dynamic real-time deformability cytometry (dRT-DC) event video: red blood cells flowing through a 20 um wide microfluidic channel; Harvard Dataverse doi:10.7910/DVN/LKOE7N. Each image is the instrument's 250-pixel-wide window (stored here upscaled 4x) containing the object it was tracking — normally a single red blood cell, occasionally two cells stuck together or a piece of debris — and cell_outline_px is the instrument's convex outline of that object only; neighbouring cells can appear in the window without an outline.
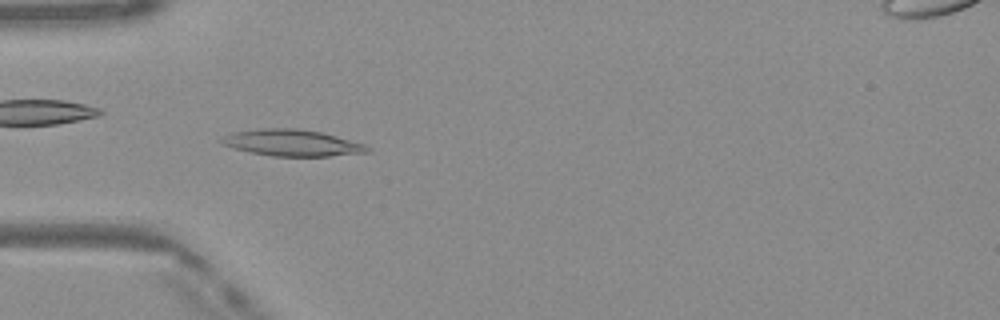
{"species": "Egyptian fruit bat (a non-hibernating species)", "species_latin": "Rousettus aegyptiacus", "temperature_condition": "warm", "stored_images_in_passage": 48, "camera_frame_rate_fps": 3000, "um_per_image_px": 0.085, "frame": {"image": 1, "passage_image": 14, "time_ms": 4.333, "image_size_px": [1000, 320], "cell_outline_px": [[372, 148], [368, 152], [328, 156], [272, 156], [252, 152], [220, 144], [216, 140], [232, 132], [256, 128], [296, 128], [320, 132], [336, 136], [364, 144]], "centroid_in_image_um": [24.77, 12.13], "position_along_channel_um": 60.2, "area_um2": 22.48}}
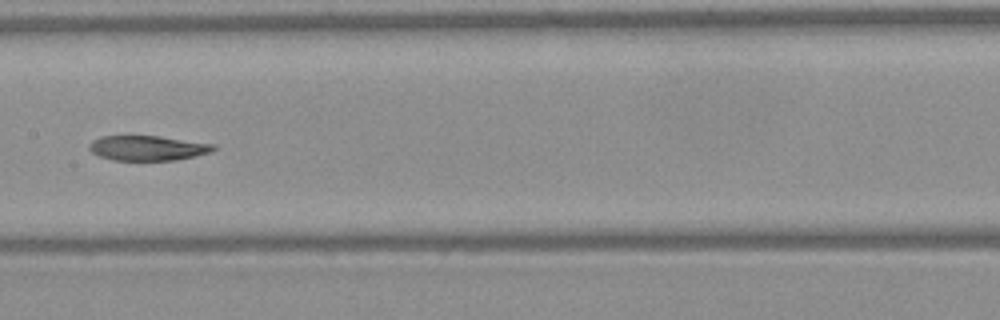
{"frame": {"image": 2, "passage_image": 24, "time_ms": 7.667, "image_size_px": [1000, 320], "cell_outline_px": [[216, 148], [212, 152], [196, 156], [176, 160], [112, 160], [100, 156], [92, 152], [88, 148], [88, 144], [92, 140], [100, 136], [160, 136], [216, 144]], "centroid_in_image_um": [12.57, 12.58], "position_along_channel_um": 194.8, "area_um2": 18.21}}
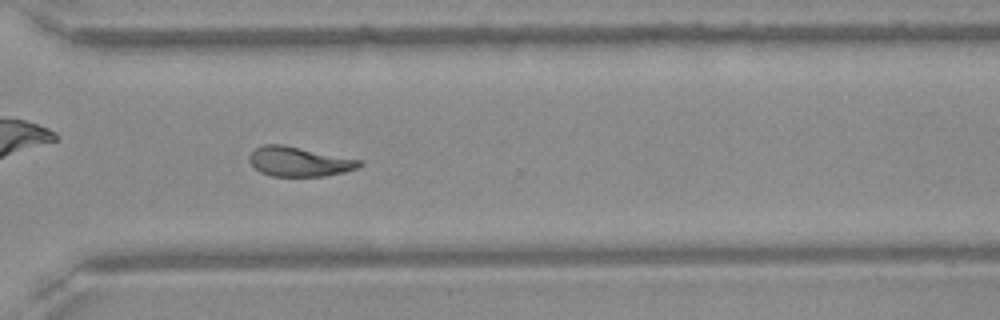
{"frame": {"image": 3, "passage_image": 35, "time_ms": 11.333, "image_size_px": [1000, 320], "cell_outline_px": [[364, 164], [356, 168], [344, 172], [324, 176], [272, 176], [260, 172], [248, 160], [248, 156], [256, 148], [264, 144], [284, 144], [364, 160]], "centroid_in_image_um": [25.46, 13.72], "position_along_channel_um": 345.1, "area_um2": 19.19}}